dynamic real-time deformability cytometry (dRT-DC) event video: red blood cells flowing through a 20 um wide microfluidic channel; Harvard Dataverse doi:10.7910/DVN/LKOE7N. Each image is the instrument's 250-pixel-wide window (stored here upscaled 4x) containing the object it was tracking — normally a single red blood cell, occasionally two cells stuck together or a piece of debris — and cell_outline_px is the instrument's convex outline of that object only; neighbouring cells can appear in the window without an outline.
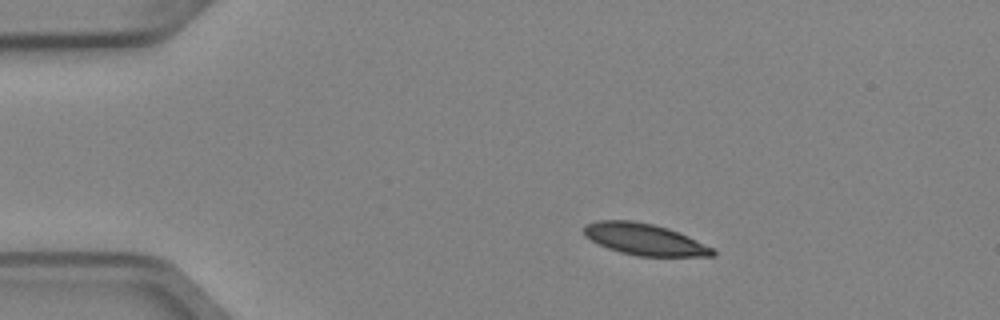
{"species": "Egyptian fruit bat (a non-hibernating species)", "species_latin": "Rousettus aegyptiacus", "temperature_condition": "cold", "stored_images_in_passage": 6, "camera_frame_rate_fps": 3000, "um_per_image_px": 0.085, "animal": {"sex": "female"}, "frame": {"image": 1, "passage_image": 2, "time_ms": 0.333, "image_size_px": [1000, 320], "cell_outline_px": [[716, 256], [636, 256], [620, 252], [608, 248], [584, 236], [584, 228], [588, 224], [600, 220], [632, 220], [652, 224], [668, 228], [688, 236], [712, 248], [716, 252]], "centroid_in_image_um": [54.79, 20.35], "position_along_channel_um": 30.2, "area_um2": 23.41}}
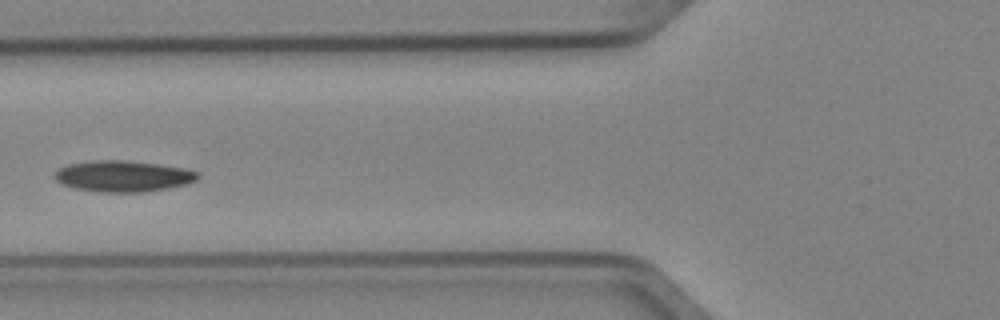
{"frame": {"image": 2, "passage_image": 5, "time_ms": 1.333, "image_size_px": [1000, 320], "cell_outline_px": [[200, 176], [196, 180], [184, 184], [168, 188], [140, 192], [104, 192], [76, 188], [64, 184], [56, 180], [52, 176], [60, 168], [68, 164], [92, 160], [124, 160], [160, 164], [184, 168], [200, 172]], "centroid_in_image_um": [10.48, 14.96], "position_along_channel_um": 115.3, "area_um2": 25.84}}
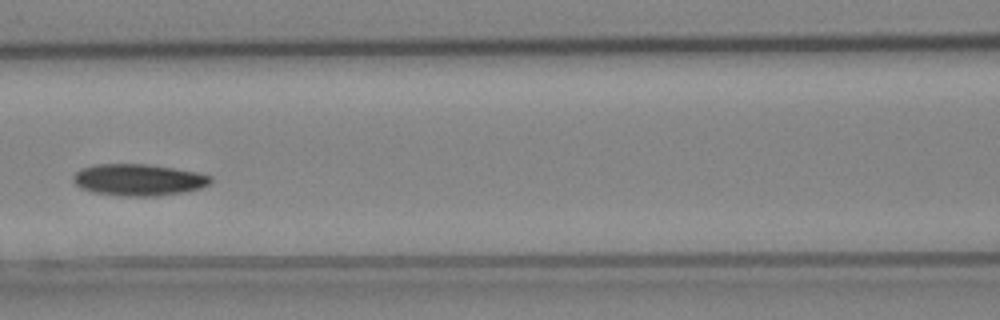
{"frame": {"image": 3, "passage_image": 6, "time_ms": 1.667, "image_size_px": [1000, 320], "cell_outline_px": [[212, 180], [208, 184], [200, 188], [184, 192], [156, 196], [120, 196], [92, 192], [80, 188], [72, 180], [72, 176], [80, 168], [96, 164], [148, 164], [196, 172], [212, 176]], "centroid_in_image_um": [11.73, 15.29], "position_along_channel_um": 154.9, "area_um2": 25.43}}